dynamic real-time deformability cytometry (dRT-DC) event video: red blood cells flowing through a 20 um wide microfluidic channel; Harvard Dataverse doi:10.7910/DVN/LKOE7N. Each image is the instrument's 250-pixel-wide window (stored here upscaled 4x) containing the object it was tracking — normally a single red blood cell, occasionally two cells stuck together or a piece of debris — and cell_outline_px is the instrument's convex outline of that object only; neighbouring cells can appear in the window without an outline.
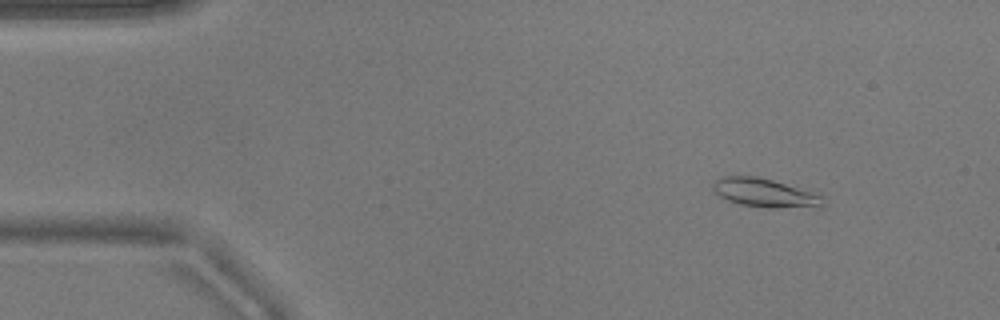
{"species": "common noctule bat (a hibernating species)", "species_latin": "Nyctalus noctula", "temperature_condition": "warm", "stored_images_in_passage": 52, "camera_frame_rate_fps": 3000, "um_per_image_px": 0.085, "animal": {"sex": "male", "body_mass_g": 17.9}, "frame": {"image": 1, "passage_image": 6, "time_ms": 1.667, "image_size_px": [1000, 320], "cell_outline_px": [[824, 204], [820, 208], [768, 208], [740, 204], [728, 200], [720, 196], [712, 188], [712, 184], [716, 180], [724, 176], [756, 176], [772, 180], [820, 196]], "centroid_in_image_um": [64.98, 16.42], "position_along_channel_um": 20.0, "area_um2": 18.03}}
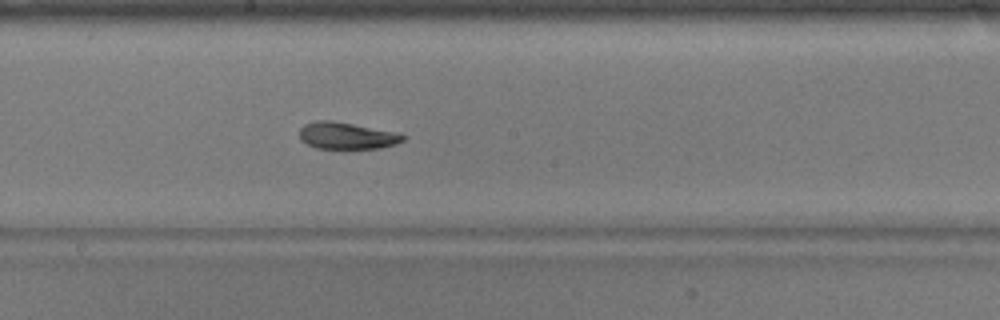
{"frame": {"image": 2, "passage_image": 28, "time_ms": 9.0, "image_size_px": [1000, 320], "cell_outline_px": [[408, 136], [404, 140], [396, 144], [380, 148], [316, 148], [300, 140], [300, 128], [304, 124], [316, 120], [332, 120], [400, 132]], "centroid_in_image_um": [29.52, 11.52], "position_along_channel_um": 218.7, "area_um2": 16.42}}
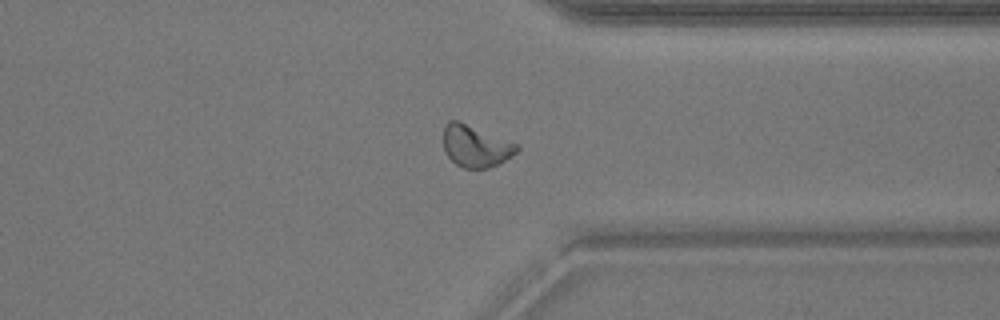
{"frame": {"image": 3, "passage_image": 40, "time_ms": 13.0, "image_size_px": [1000, 320], "cell_outline_px": [[520, 148], [512, 156], [488, 168], [464, 168], [456, 164], [448, 156], [444, 148], [444, 128], [448, 120], [460, 120], [520, 144]], "centroid_in_image_um": [40.45, 12.39], "position_along_channel_um": 371.0, "area_um2": 18.03}, "authors_computed_cell_mechanics": {"area_um2": 17.2244, "velocity_mm_per_s": 3.8612, "shape_relaxation_time_tau1_ms": 3.7461, "shape_relaxation_time_tau2_ms": 3.027, "deformation_change_tau1": 0.1735, "deformation_change_tau2": 0.0867}}